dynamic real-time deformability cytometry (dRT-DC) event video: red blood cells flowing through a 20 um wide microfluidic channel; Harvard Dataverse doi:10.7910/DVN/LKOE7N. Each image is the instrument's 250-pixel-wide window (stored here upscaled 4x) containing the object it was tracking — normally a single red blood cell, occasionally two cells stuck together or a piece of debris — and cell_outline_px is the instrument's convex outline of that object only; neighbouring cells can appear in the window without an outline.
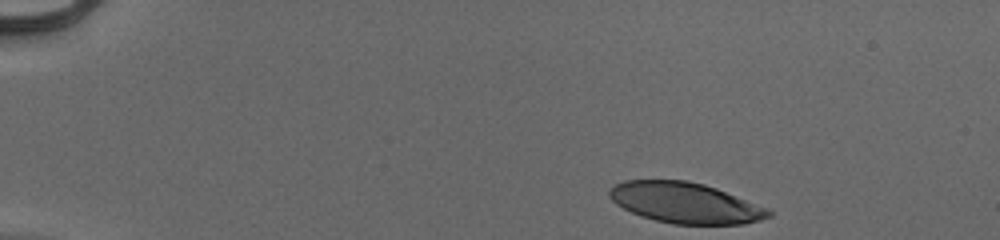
{"species": "human", "species_latin": "Homo sapiens", "temperature_condition": "cold", "stored_images_in_passage": 39, "camera_frame_rate_fps": 3000, "um_per_image_px": 0.085, "donor": {"sex": "male"}, "frame": {"image": 1, "passage_image": 1, "time_ms": 0.0, "image_size_px": [1000, 240], "cell_outline_px": [[772, 216], [760, 220], [744, 224], [672, 224], [640, 216], [616, 204], [608, 196], [608, 192], [616, 184], [624, 180], [688, 180], [704, 184], [716, 188], [768, 208], [772, 212]], "centroid_in_image_um": [58.25, 17.24], "position_along_channel_um": 26.7, "area_um2": 37.69}}
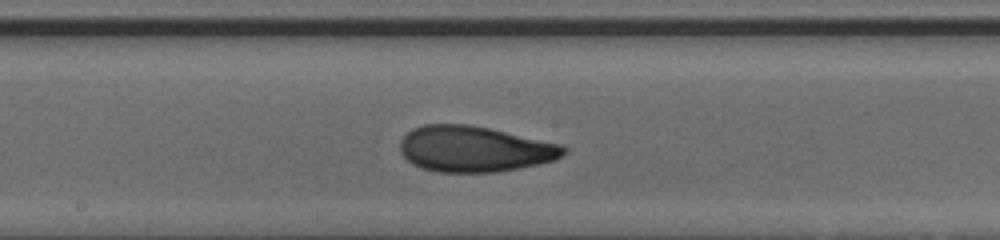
{"frame": {"image": 2, "passage_image": 23, "time_ms": 7.333, "image_size_px": [1000, 240], "cell_outline_px": [[568, 152], [556, 160], [540, 164], [520, 168], [496, 172], [436, 172], [420, 168], [412, 164], [400, 152], [400, 140], [412, 128], [424, 124], [468, 124], [488, 128], [560, 144], [568, 148]], "centroid_in_image_um": [40.32, 12.67], "position_along_channel_um": 207.9, "area_um2": 43.87}}
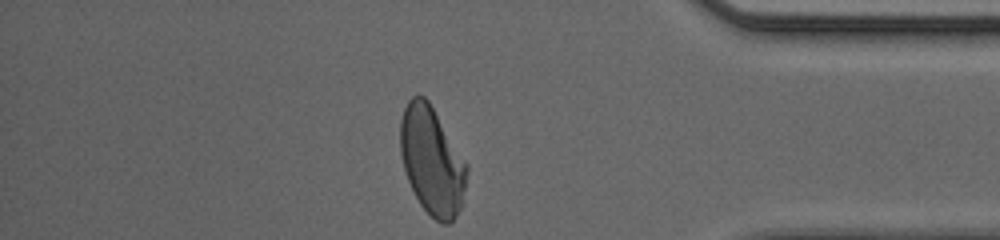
{"frame": {"image": 3, "passage_image": 39, "time_ms": 12.667, "image_size_px": [1000, 240], "cell_outline_px": [[468, 168], [460, 208], [456, 216], [448, 224], [440, 224], [420, 204], [408, 180], [404, 168], [400, 152], [400, 120], [404, 108], [408, 100], [412, 96], [424, 96], [428, 100], [468, 164]], "centroid_in_image_um": [36.7, 13.65], "position_along_channel_um": 398.5, "area_um2": 41.44}, "authors_computed_cell_mechanics": {"area_um2": 42.5408, "velocity_mm_per_s": 3.968, "shape_relaxation_time_tau1_ms": 3.8822, "shape_relaxation_time_tau2_ms": 1.2708, "deformation_change_tau1": 0.1871, "deformation_change_tau2": 0.0833}}